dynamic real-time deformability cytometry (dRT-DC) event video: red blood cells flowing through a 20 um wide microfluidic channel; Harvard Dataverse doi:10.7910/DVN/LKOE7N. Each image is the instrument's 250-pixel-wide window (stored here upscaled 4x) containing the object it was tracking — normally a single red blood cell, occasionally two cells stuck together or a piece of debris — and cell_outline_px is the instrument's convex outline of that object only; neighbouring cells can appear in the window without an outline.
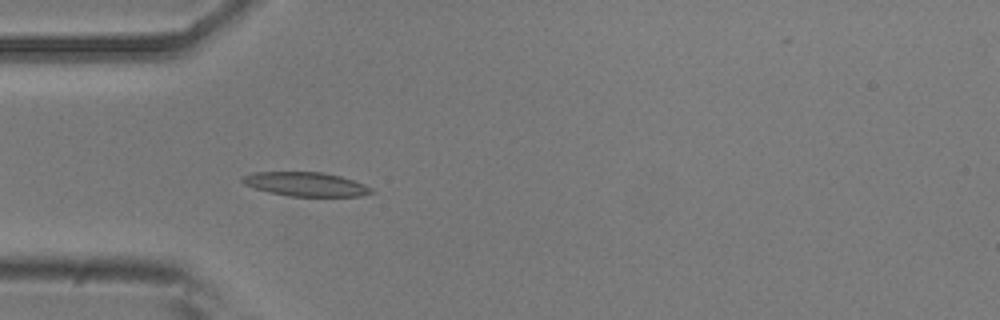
{"species": "common noctule bat (a hibernating species)", "species_latin": "Nyctalus noctula", "temperature_condition": "room temperature", "stored_images_in_passage": 41, "camera_frame_rate_fps": 3000, "um_per_image_px": 0.085, "animal": {"sex": "male", "body_mass_g": 20.5, "forearm_length_mm": 52.5}, "frame": {"image": 1, "passage_image": 4, "time_ms": 1.0, "image_size_px": [1000, 320], "cell_outline_px": [[376, 192], [360, 196], [288, 196], [268, 192], [244, 184], [240, 180], [244, 176], [252, 172], [320, 172], [340, 176], [364, 184], [372, 188]], "centroid_in_image_um": [26.0, 15.66], "position_along_channel_um": 59.0, "area_um2": 17.98}}
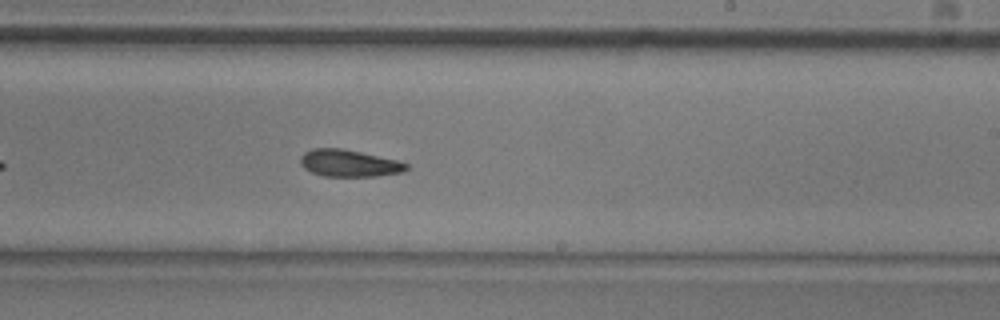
{"frame": {"image": 2, "passage_image": 20, "time_ms": 6.333, "image_size_px": [1000, 320], "cell_outline_px": [[408, 168], [404, 172], [376, 176], [324, 176], [312, 172], [304, 168], [300, 164], [300, 156], [304, 152], [312, 148], [340, 148], [360, 152], [396, 160], [408, 164]], "centroid_in_image_um": [29.64, 13.87], "position_along_channel_um": 259.4, "area_um2": 16.59}}
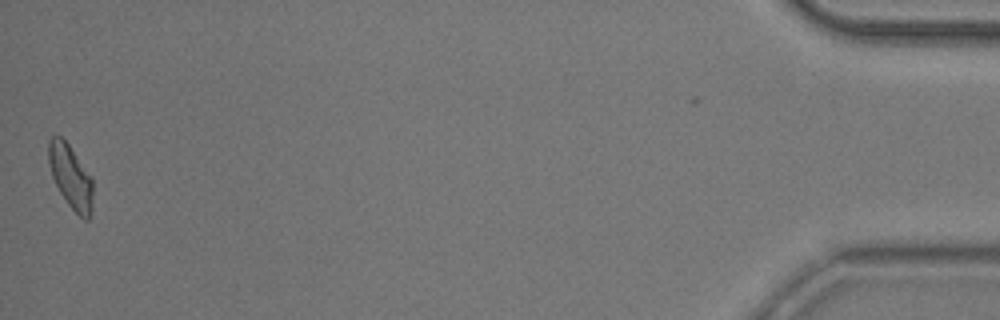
{"frame": {"image": 3, "passage_image": 41, "time_ms": 13.333, "image_size_px": [1000, 320], "cell_outline_px": [[92, 212], [88, 220], [84, 220], [68, 204], [60, 192], [52, 176], [48, 164], [48, 140], [52, 136], [60, 136], [68, 144], [92, 176]], "centroid_in_image_um": [6.01, 15.01], "position_along_channel_um": 429.2, "area_um2": 16.42}, "authors_computed_cell_mechanics": {"area_um2": 16.8776, "velocity_mm_per_s": 3.793, "shape_relaxation_time_tau1_ms": 4.8829, "shape_relaxation_time_tau2_ms": 5.869, "deformation_change_tau1": 0.1336, "deformation_change_tau2": 0.1193}}